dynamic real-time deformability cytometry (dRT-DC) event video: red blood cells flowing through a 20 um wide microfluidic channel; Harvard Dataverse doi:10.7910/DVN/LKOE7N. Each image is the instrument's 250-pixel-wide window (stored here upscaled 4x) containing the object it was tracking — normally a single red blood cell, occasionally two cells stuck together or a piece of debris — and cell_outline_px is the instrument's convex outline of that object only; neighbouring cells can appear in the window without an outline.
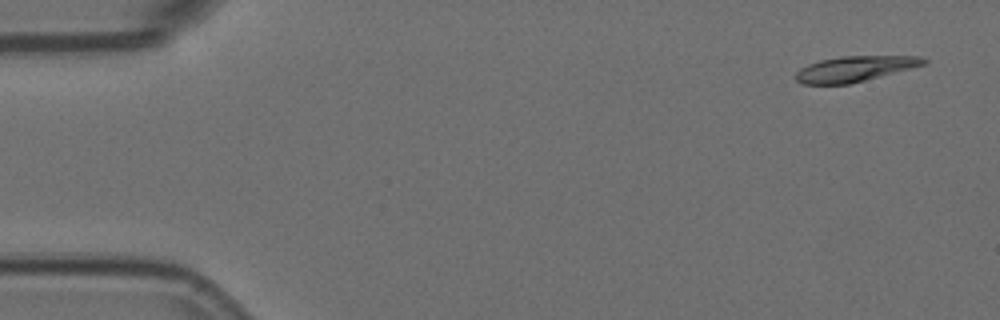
{"species": "Egyptian fruit bat (a non-hibernating species)", "species_latin": "Rousettus aegyptiacus", "temperature_condition": "room temperature", "stored_images_in_passage": 4, "camera_frame_rate_fps": 3000, "um_per_image_px": 0.085, "animal": {"sex": "female"}, "frame": {"image": 1, "passage_image": 1, "time_ms": 0.0, "image_size_px": [1000, 320], "cell_outline_px": [[928, 64], [848, 84], [804, 84], [796, 80], [796, 72], [800, 68], [808, 64], [820, 60], [840, 56], [920, 56], [928, 60]], "centroid_in_image_um": [72.68, 5.84], "position_along_channel_um": 12.3, "area_um2": 18.9}}